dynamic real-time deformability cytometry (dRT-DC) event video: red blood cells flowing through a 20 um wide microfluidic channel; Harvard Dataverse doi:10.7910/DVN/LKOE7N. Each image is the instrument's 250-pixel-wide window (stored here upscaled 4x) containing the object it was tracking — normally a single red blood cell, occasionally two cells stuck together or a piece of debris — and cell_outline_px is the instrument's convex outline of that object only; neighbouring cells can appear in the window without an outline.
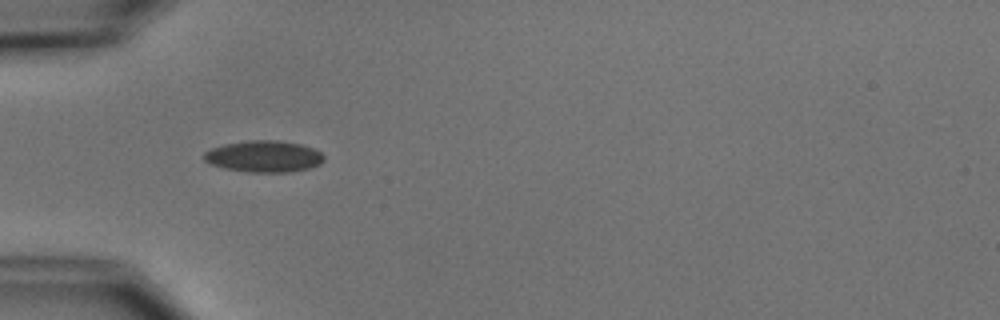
{"species": "common noctule bat (a hibernating species)", "species_latin": "Nyctalus noctula", "temperature_condition": "cold", "stored_images_in_passage": 2, "camera_frame_rate_fps": 3000, "um_per_image_px": 0.085, "animal": {"sex": "male", "body_mass_g": 15.6}, "frame": {"image": 1, "passage_image": 1, "time_ms": 0.0, "image_size_px": [1000, 320], "cell_outline_px": [[324, 160], [320, 164], [308, 168], [292, 172], [248, 172], [224, 168], [208, 164], [204, 160], [204, 152], [212, 148], [224, 144], [252, 140], [276, 140], [300, 144], [312, 148], [320, 152], [324, 156]], "centroid_in_image_um": [22.41, 13.3], "position_along_channel_um": 62.6, "area_um2": 22.02}}